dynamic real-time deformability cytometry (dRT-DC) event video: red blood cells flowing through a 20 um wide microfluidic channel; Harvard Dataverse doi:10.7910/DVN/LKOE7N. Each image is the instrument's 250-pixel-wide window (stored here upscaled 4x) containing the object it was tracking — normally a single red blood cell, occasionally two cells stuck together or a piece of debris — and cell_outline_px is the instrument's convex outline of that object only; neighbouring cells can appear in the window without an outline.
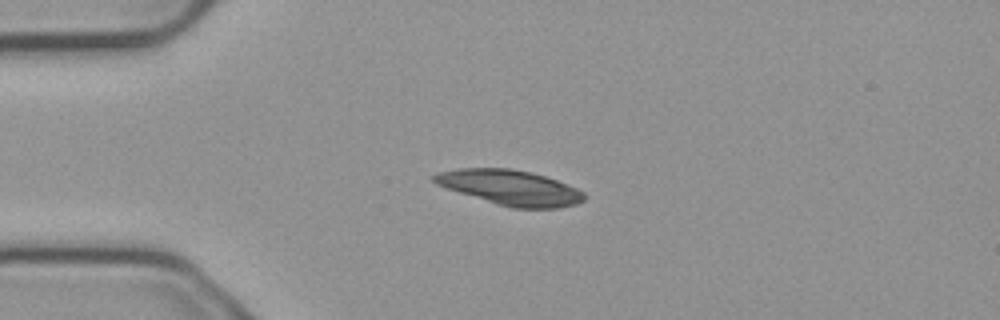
{"species": "common noctule bat (a hibernating species)", "species_latin": "Nyctalus noctula", "temperature_condition": "cold", "stored_images_in_passage": 1, "camera_frame_rate_fps": 3000, "um_per_image_px": 0.085, "animal": {"sex": "male", "body_mass_g": 23.1, "forearm_length_mm": 52.7}, "frame": {"image": 1, "passage_image": 1, "time_ms": 0.0, "image_size_px": [1000, 320], "cell_outline_px": [[588, 196], [584, 200], [576, 204], [556, 208], [512, 208], [496, 204], [436, 184], [432, 180], [432, 176], [436, 172], [460, 168], [508, 168], [528, 172], [544, 176], [556, 180], [576, 188], [584, 192]], "centroid_in_image_um": [43.37, 15.94], "position_along_channel_um": 41.6, "area_um2": 30.4}}